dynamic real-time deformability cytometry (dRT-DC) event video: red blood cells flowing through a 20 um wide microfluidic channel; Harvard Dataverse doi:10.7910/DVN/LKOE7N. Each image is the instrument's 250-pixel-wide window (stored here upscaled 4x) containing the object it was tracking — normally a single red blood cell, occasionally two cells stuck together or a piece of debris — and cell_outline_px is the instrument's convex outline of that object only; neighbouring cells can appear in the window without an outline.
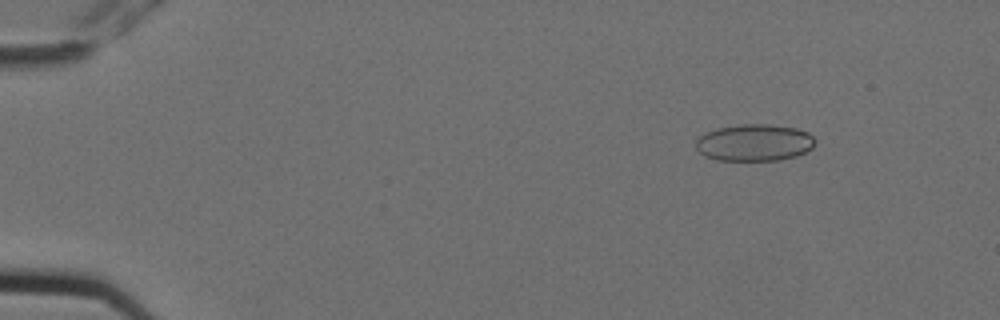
{"species": "Egyptian fruit bat (a non-hibernating species)", "species_latin": "Rousettus aegyptiacus", "temperature_condition": "cold", "stored_images_in_passage": 9, "camera_frame_rate_fps": 3000, "um_per_image_px": 0.085, "animal": {"sex": "female"}, "frame": {"image": 1, "passage_image": 2, "time_ms": 0.333, "image_size_px": [1000, 320], "cell_outline_px": [[816, 140], [812, 148], [796, 156], [780, 160], [716, 160], [704, 156], [696, 148], [696, 140], [700, 136], [716, 128], [744, 124], [768, 124], [796, 128], [808, 132]], "centroid_in_image_um": [64.13, 12.12], "position_along_channel_um": 20.9, "area_um2": 25.61}}
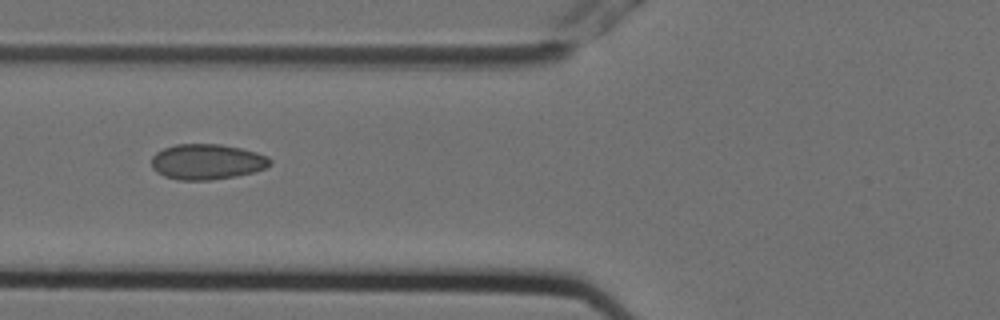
{"frame": {"image": 2, "passage_image": 6, "time_ms": 1.667, "image_size_px": [1000, 320], "cell_outline_px": [[272, 164], [264, 168], [252, 172], [236, 176], [212, 180], [180, 180], [164, 176], [156, 172], [152, 168], [152, 156], [156, 152], [164, 148], [176, 144], [220, 144], [240, 148], [256, 152], [268, 156], [272, 160]], "centroid_in_image_um": [17.59, 13.75], "position_along_channel_um": 108.2, "area_um2": 24.57}}
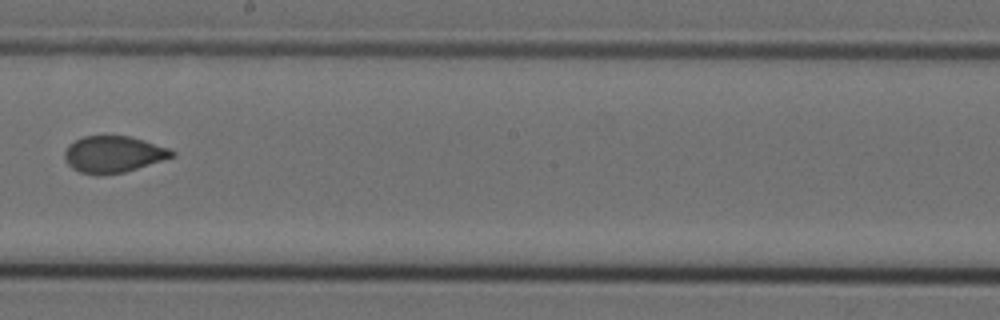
{"frame": {"image": 3, "passage_image": 9, "time_ms": 2.667, "image_size_px": [1000, 320], "cell_outline_px": [[176, 156], [124, 172], [100, 176], [80, 172], [72, 168], [68, 164], [64, 156], [64, 152], [68, 144], [84, 136], [128, 136], [144, 140], [168, 148], [176, 152]], "centroid_in_image_um": [9.63, 13.12], "position_along_channel_um": 238.6, "area_um2": 22.89}}